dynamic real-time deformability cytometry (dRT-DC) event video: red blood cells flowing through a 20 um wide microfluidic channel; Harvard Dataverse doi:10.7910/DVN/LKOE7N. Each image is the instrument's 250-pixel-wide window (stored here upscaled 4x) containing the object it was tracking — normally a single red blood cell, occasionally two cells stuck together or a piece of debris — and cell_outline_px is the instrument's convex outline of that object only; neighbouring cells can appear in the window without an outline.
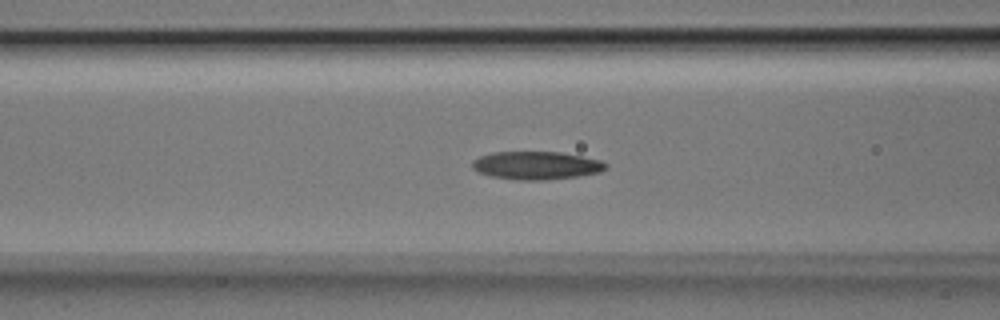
{"species": "Egyptian fruit bat (a non-hibernating species)", "species_latin": "Rousettus aegyptiacus", "temperature_condition": "room temperature", "stored_images_in_passage": 52, "camera_frame_rate_fps": 3000, "um_per_image_px": 0.085, "animal": {"sex": "male"}, "frame": {"image": 1, "passage_image": 20, "time_ms": 6.333, "image_size_px": [1000, 320], "cell_outline_px": [[608, 168], [600, 172], [576, 176], [544, 180], [516, 180], [492, 176], [480, 172], [472, 168], [472, 160], [480, 156], [492, 152], [560, 152], [600, 160], [608, 164]], "centroid_in_image_um": [45.59, 14.06], "position_along_channel_um": 121.0, "area_um2": 21.73}}
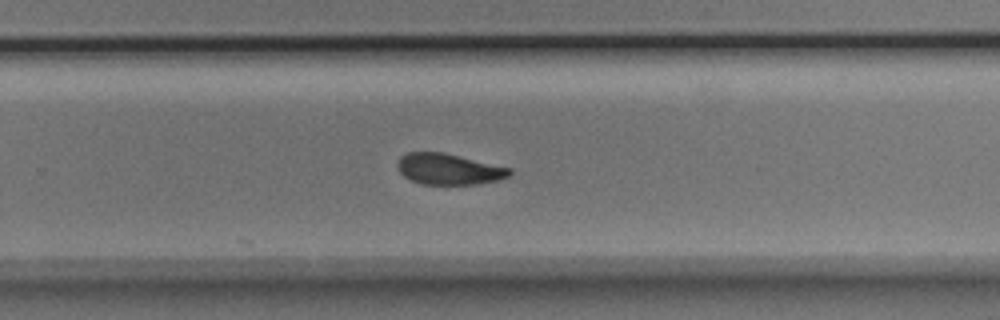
{"frame": {"image": 2, "passage_image": 33, "time_ms": 10.667, "image_size_px": [1000, 320], "cell_outline_px": [[512, 172], [508, 176], [500, 180], [476, 184], [424, 184], [412, 180], [404, 176], [396, 168], [396, 164], [400, 156], [408, 152], [444, 152], [512, 168]], "centroid_in_image_um": [38.15, 14.36], "position_along_channel_um": 291.7, "area_um2": 20.35}}
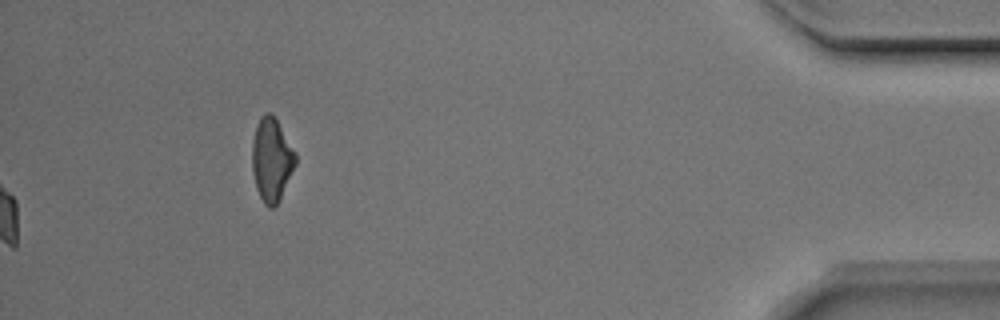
{"frame": {"image": 3, "passage_image": 52, "time_ms": 17.0, "image_size_px": [1000, 320], "cell_outline_px": [[296, 164], [276, 204], [272, 208], [268, 208], [264, 204], [256, 188], [252, 172], [252, 144], [256, 128], [260, 116], [264, 112], [272, 112], [296, 152]], "centroid_in_image_um": [23.07, 13.53], "position_along_channel_um": 412.1, "area_um2": 20.92}, "authors_computed_cell_mechanics": {"area_um2": 21.0103, "velocity_mm_per_s": 3.9481, "shape_relaxation_time_tau1_ms": 5.2942, "shape_relaxation_time_tau2_ms": 3.6416, "deformation_change_tau1": 0.1504, "deformation_change_tau2": 0.0939}}